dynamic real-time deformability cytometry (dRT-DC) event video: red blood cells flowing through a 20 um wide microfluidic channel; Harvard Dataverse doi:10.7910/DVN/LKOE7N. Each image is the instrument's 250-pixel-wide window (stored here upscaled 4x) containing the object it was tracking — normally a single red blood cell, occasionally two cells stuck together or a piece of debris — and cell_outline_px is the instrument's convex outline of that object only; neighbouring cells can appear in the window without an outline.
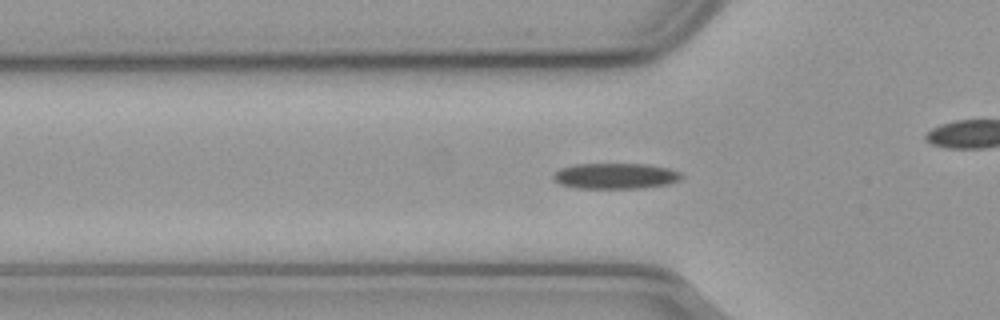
{"species": "common noctule bat (a hibernating species)", "species_latin": "Nyctalus noctula", "temperature_condition": "cold", "stored_images_in_passage": 56, "camera_frame_rate_fps": 3000, "um_per_image_px": 0.085, "animal": {"sex": "male", "body_mass_g": 23.1, "forearm_length_mm": 52.7}, "frame": {"image": 1, "passage_image": 17, "time_ms": 5.333, "image_size_px": [1000, 320], "cell_outline_px": [[684, 176], [680, 180], [668, 184], [640, 188], [576, 188], [560, 184], [552, 180], [552, 176], [560, 168], [576, 164], [644, 164], [668, 168], [680, 172]], "centroid_in_image_um": [52.3, 14.96], "position_along_channel_um": 73.5, "area_um2": 19.25}}
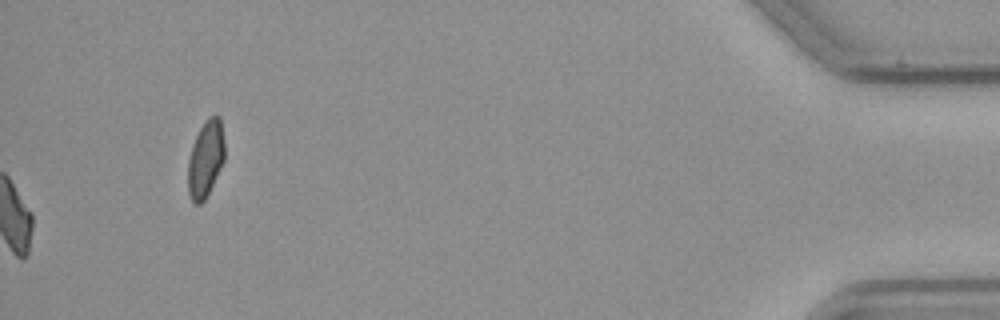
{"frame": {"image": 2, "passage_image": 56, "time_ms": 18.333, "image_size_px": [1000, 320], "cell_outline_px": [[224, 160], [204, 200], [200, 204], [196, 204], [192, 200], [188, 192], [188, 160], [192, 144], [204, 120], [208, 116], [220, 116], [224, 140]], "centroid_in_image_um": [17.47, 13.46], "position_along_channel_um": 417.7, "area_um2": 16.24}}